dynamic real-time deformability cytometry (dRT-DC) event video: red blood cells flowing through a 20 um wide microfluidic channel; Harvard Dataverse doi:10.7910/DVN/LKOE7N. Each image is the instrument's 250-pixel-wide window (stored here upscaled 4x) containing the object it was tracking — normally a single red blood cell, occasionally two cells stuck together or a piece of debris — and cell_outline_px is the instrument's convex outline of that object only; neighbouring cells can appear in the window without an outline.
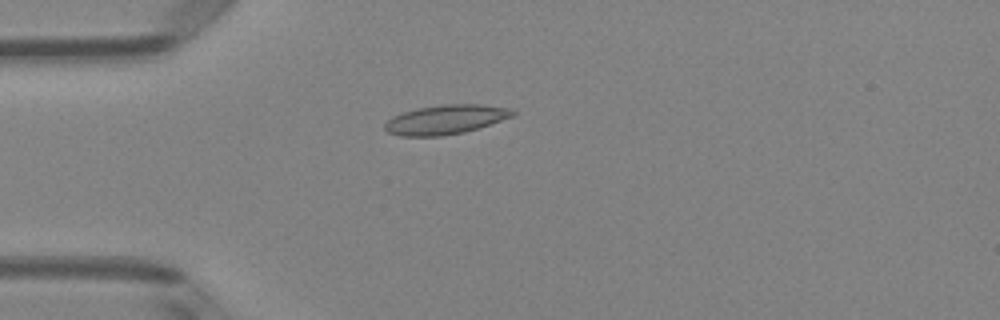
{"species": "Egyptian fruit bat (a non-hibernating species)", "species_latin": "Rousettus aegyptiacus", "temperature_condition": "room temperature", "stored_images_in_passage": 4, "camera_frame_rate_fps": 3000, "um_per_image_px": 0.085, "animal": {"sex": "female"}, "frame": {"image": 1, "passage_image": 3, "time_ms": 0.667, "image_size_px": [1000, 320], "cell_outline_px": [[516, 112], [512, 116], [464, 132], [440, 136], [400, 136], [388, 132], [384, 128], [384, 124], [392, 116], [404, 112], [420, 108], [444, 104], [480, 104], [512, 108]], "centroid_in_image_um": [37.86, 10.16], "position_along_channel_um": 47.1, "area_um2": 21.56}}